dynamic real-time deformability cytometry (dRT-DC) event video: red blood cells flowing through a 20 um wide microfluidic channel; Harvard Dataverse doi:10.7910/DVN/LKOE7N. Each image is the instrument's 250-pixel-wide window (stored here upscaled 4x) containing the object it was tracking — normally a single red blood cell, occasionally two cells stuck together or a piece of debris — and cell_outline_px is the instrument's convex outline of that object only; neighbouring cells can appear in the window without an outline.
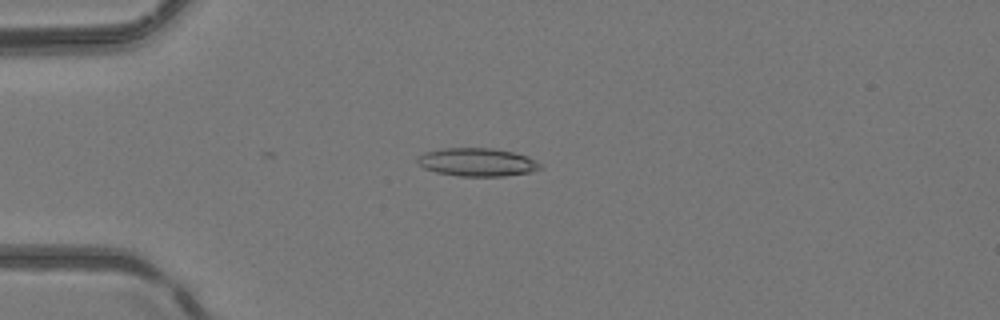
{"species": "common noctule bat (a hibernating species)", "species_latin": "Nyctalus noctula", "temperature_condition": "room temperature", "stored_images_in_passage": 50, "camera_frame_rate_fps": 3000, "um_per_image_px": 0.085, "animal": {"sex": "female", "body_mass_g": 24.6, "forearm_length_mm": 56.2}, "frame": {"image": 1, "passage_image": 13, "time_ms": 4.0, "image_size_px": [1000, 320], "cell_outline_px": [[544, 168], [528, 172], [504, 176], [460, 176], [436, 172], [424, 168], [416, 160], [416, 156], [424, 152], [444, 148], [492, 148], [512, 152], [528, 156], [536, 160]], "centroid_in_image_um": [40.55, 13.78], "position_along_channel_um": 44.4, "area_um2": 20.17}}
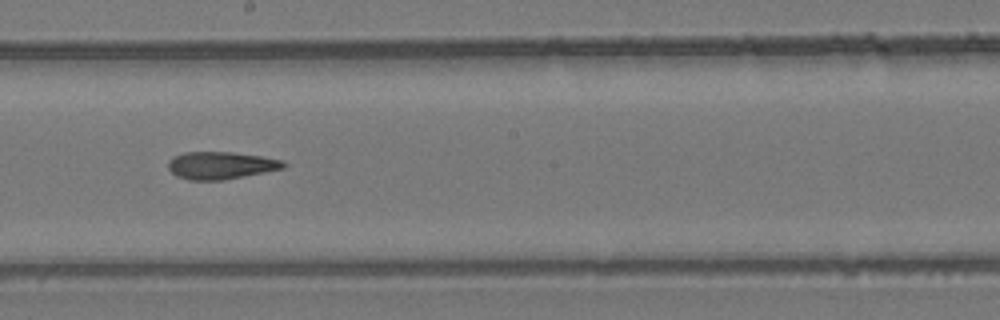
{"frame": {"image": 2, "passage_image": 28, "time_ms": 9.0, "image_size_px": [1000, 320], "cell_outline_px": [[288, 164], [284, 168], [224, 180], [188, 180], [176, 176], [168, 168], [168, 160], [172, 156], [184, 152], [232, 152], [260, 156], [284, 160]], "centroid_in_image_um": [18.75, 14.05], "position_along_channel_um": 229.4, "area_um2": 18.55}}
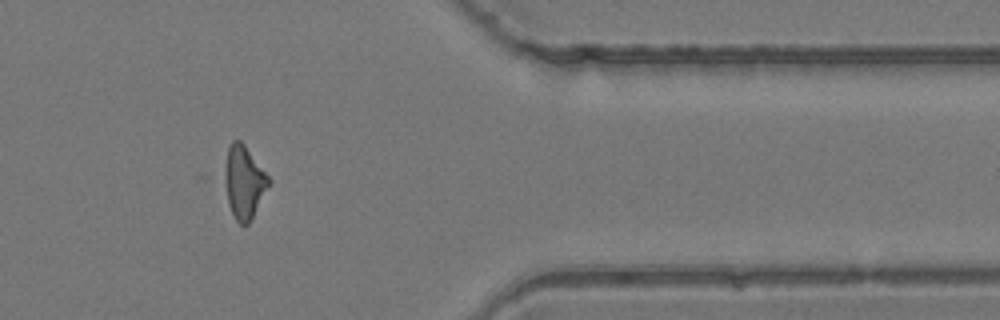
{"frame": {"image": 3, "passage_image": 41, "time_ms": 13.333, "image_size_px": [1000, 320], "cell_outline_px": [[272, 180], [248, 224], [240, 224], [236, 220], [228, 204], [220, 176], [228, 148], [232, 140], [240, 140], [244, 144]], "centroid_in_image_um": [20.68, 15.44], "position_along_channel_um": 390.7, "area_um2": 19.13}, "authors_computed_cell_mechanics": {"area_um2": 19.074, "velocity_mm_per_s": 4.1914, "shape_relaxation_time_tau1_ms": null, "shape_relaxation_time_tau2_ms": 10.9048, "deformation_change_tau1": null, "deformation_change_tau2": 0.2118}}